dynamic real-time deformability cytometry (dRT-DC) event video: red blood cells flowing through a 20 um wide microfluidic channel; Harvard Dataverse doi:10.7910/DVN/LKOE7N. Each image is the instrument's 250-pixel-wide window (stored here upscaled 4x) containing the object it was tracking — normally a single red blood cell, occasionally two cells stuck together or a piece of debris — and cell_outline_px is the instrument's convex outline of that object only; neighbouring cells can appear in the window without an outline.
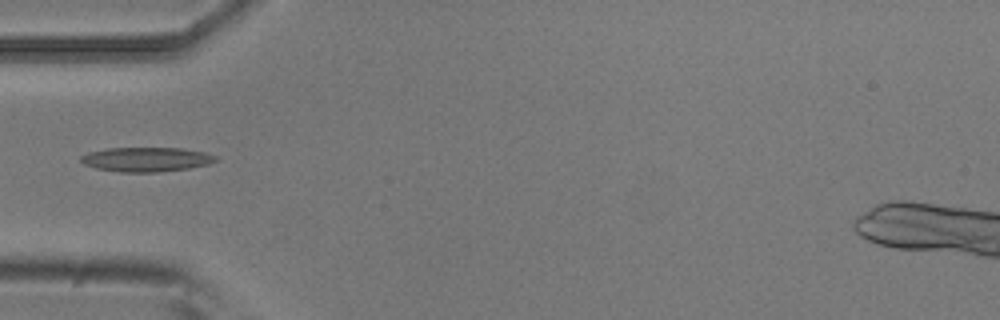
{"species": "common noctule bat (a hibernating species)", "species_latin": "Nyctalus noctula", "temperature_condition": "room temperature", "stored_images_in_passage": 1, "camera_frame_rate_fps": 3000, "um_per_image_px": 0.085, "animal": {"sex": "male", "body_mass_g": 20.5, "forearm_length_mm": 52.5}, "frame": {"image": 1, "passage_image": 1, "time_ms": 0.0, "image_size_px": [1000, 320], "cell_outline_px": [[216, 160], [208, 164], [188, 168], [156, 172], [120, 172], [96, 168], [84, 164], [80, 160], [80, 156], [88, 152], [108, 148], [180, 148], [204, 152], [216, 156]], "centroid_in_image_um": [12.39, 13.54], "position_along_channel_um": 72.6, "area_um2": 19.02}}